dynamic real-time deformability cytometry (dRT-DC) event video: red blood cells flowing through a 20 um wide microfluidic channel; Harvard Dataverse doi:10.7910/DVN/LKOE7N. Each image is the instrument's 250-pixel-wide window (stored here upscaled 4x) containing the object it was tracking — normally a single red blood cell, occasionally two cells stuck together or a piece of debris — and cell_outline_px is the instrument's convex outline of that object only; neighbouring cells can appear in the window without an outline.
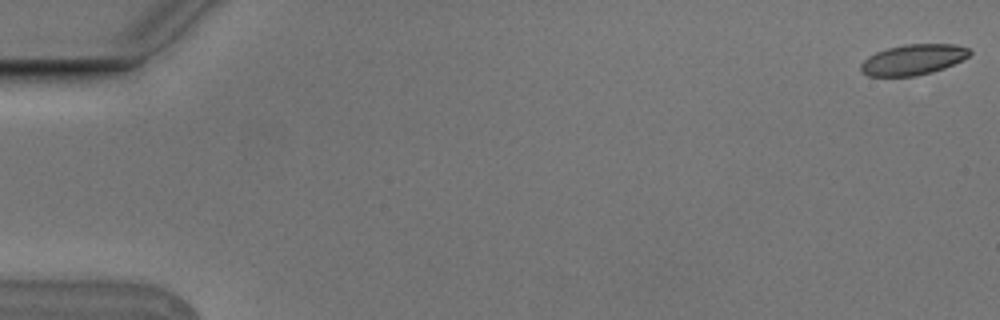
{"species": "Egyptian fruit bat (a non-hibernating species)", "species_latin": "Rousettus aegyptiacus", "temperature_condition": "cold", "stored_images_in_passage": 8, "camera_frame_rate_fps": 3000, "um_per_image_px": 0.085, "animal": {"sex": "male"}, "frame": {"image": 1, "passage_image": 1, "time_ms": 0.0, "image_size_px": [1000, 320], "cell_outline_px": [[972, 52], [968, 56], [944, 68], [932, 72], [916, 76], [868, 76], [860, 72], [860, 64], [868, 56], [876, 52], [888, 48], [904, 44], [956, 44], [968, 48]], "centroid_in_image_um": [77.58, 5.07], "position_along_channel_um": 7.4, "area_um2": 19.36}}
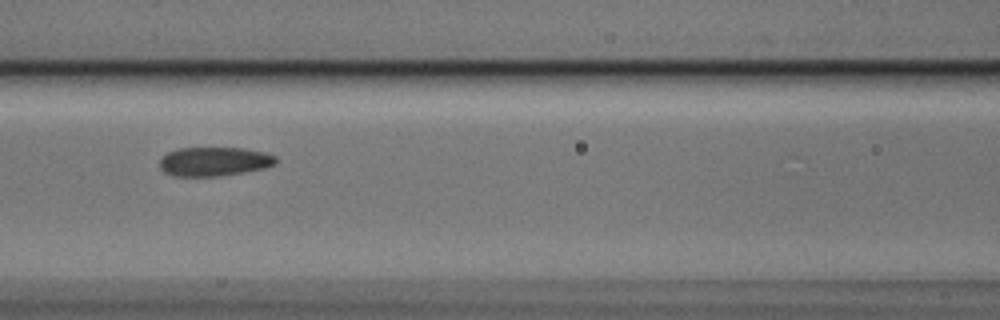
{"frame": {"image": 2, "passage_image": 8, "time_ms": 2.333, "image_size_px": [1000, 320], "cell_outline_px": [[276, 164], [264, 168], [244, 172], [220, 176], [172, 176], [164, 172], [160, 168], [160, 160], [168, 152], [180, 148], [244, 148], [264, 152], [276, 156]], "centroid_in_image_um": [18.21, 13.73], "position_along_channel_um": 148.4, "area_um2": 19.65}}